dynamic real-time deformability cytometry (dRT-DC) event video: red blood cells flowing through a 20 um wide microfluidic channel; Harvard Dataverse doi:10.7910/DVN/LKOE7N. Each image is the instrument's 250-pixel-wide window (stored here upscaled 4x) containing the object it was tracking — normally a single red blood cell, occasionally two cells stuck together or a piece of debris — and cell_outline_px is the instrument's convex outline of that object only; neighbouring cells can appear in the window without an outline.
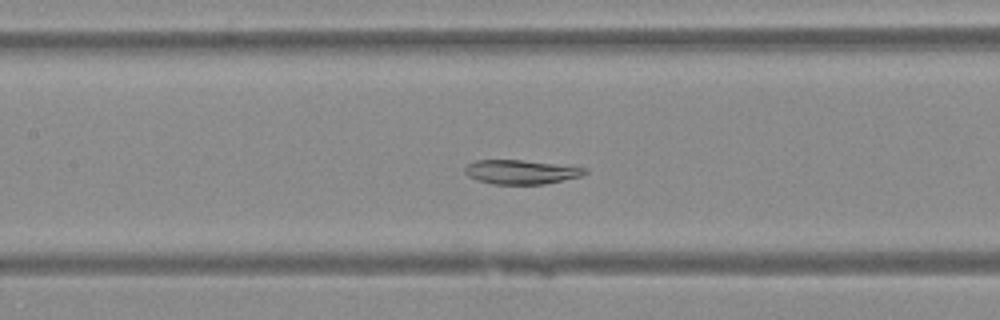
{"species": "Egyptian fruit bat (a non-hibernating species)", "species_latin": "Rousettus aegyptiacus", "temperature_condition": "warm", "stored_images_in_passage": 40, "camera_frame_rate_fps": 3000, "um_per_image_px": 0.085, "animal": {"sex": "female"}, "frame": {"image": 1, "passage_image": 13, "time_ms": 4.0, "image_size_px": [1000, 320], "cell_outline_px": [[588, 172], [580, 176], [544, 184], [492, 184], [476, 180], [468, 176], [464, 172], [464, 168], [468, 164], [476, 160], [524, 160], [588, 168]], "centroid_in_image_um": [44.26, 14.61], "position_along_channel_um": 163.1, "area_um2": 16.88}}
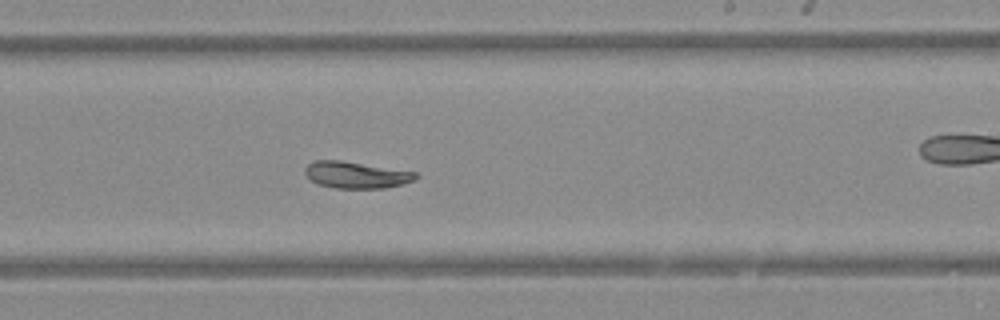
{"frame": {"image": 2, "passage_image": 20, "time_ms": 6.333, "image_size_px": [1000, 320], "cell_outline_px": [[420, 176], [412, 180], [400, 184], [384, 188], [332, 188], [316, 184], [304, 172], [304, 168], [312, 160], [340, 160], [416, 172]], "centroid_in_image_um": [30.22, 14.86], "position_along_channel_um": 258.8, "area_um2": 17.11}}
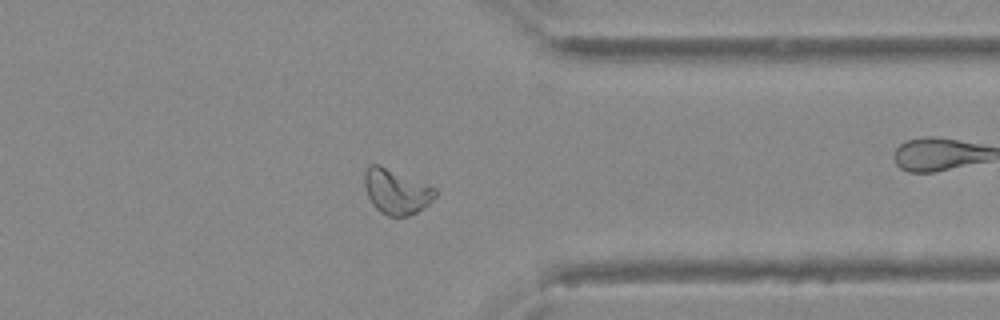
{"frame": {"image": 3, "passage_image": 29, "time_ms": 9.333, "image_size_px": [1000, 320], "cell_outline_px": [[436, 196], [424, 208], [408, 216], [388, 216], [380, 212], [372, 204], [368, 196], [364, 184], [364, 172], [368, 164], [380, 164], [436, 188]], "centroid_in_image_um": [33.67, 16.27], "position_along_channel_um": 377.7, "area_um2": 18.61}}